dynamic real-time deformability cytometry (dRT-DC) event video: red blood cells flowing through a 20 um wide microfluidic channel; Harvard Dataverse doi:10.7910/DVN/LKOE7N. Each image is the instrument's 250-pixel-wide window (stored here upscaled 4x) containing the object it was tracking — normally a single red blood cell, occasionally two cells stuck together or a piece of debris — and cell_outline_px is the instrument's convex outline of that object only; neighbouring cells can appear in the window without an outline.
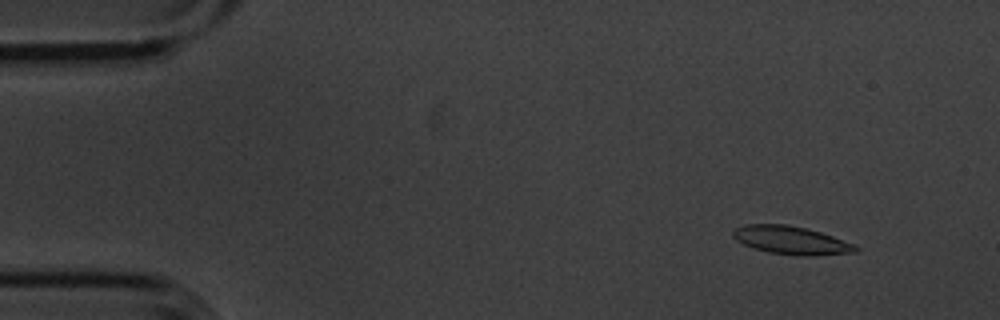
{"species": "common noctule bat (a hibernating species)", "species_latin": "Nyctalus noctula", "temperature_condition": "cold", "stored_images_in_passage": 56, "camera_frame_rate_fps": 3000, "um_per_image_px": 0.085, "animal": {"sex": "male", "body_mass_g": 20.1, "forearm_length_mm": 53.5}, "frame": {"image": 1, "passage_image": 6, "time_ms": 1.667, "image_size_px": [1000, 320], "cell_outline_px": [[860, 248], [856, 252], [816, 256], [796, 256], [768, 252], [752, 248], [736, 240], [732, 236], [732, 232], [736, 228], [744, 224], [788, 224], [820, 232], [856, 244]], "centroid_in_image_um": [67.26, 20.43], "position_along_channel_um": 17.7, "area_um2": 20.35}}
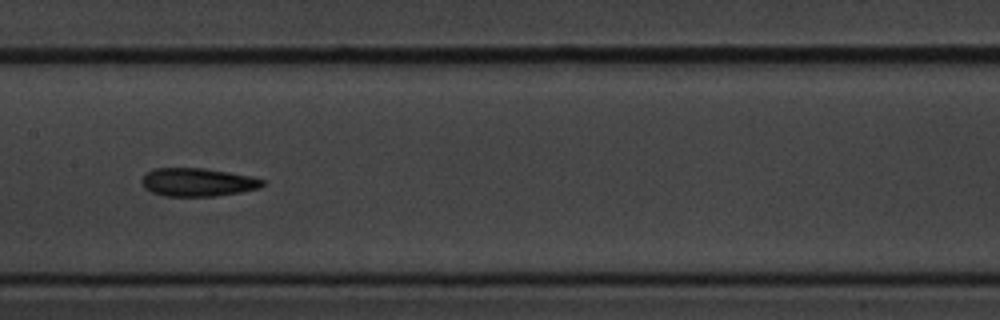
{"frame": {"image": 2, "passage_image": 28, "time_ms": 9.0, "image_size_px": [1000, 320], "cell_outline_px": [[264, 184], [260, 188], [240, 192], [216, 196], [164, 196], [152, 192], [144, 188], [140, 180], [148, 172], [156, 168], [204, 168], [252, 176], [264, 180]], "centroid_in_image_um": [16.8, 15.49], "position_along_channel_um": 190.6, "area_um2": 19.88}}
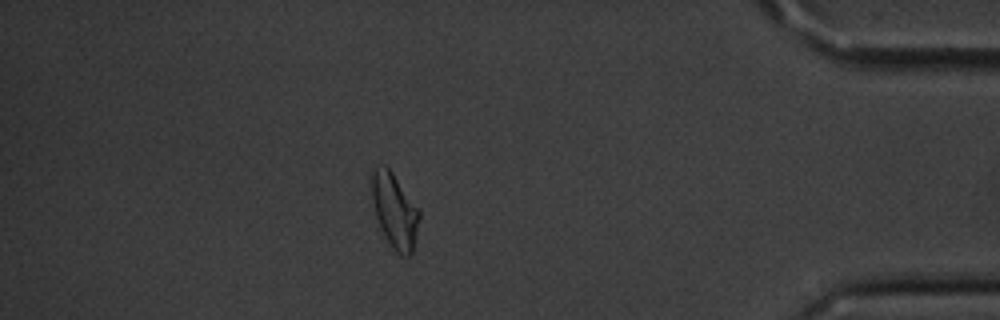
{"frame": {"image": 3, "passage_image": 49, "time_ms": 16.0, "image_size_px": [1000, 320], "cell_outline_px": [[420, 216], [416, 236], [412, 252], [408, 256], [400, 256], [392, 248], [380, 228], [376, 216], [368, 184], [368, 172], [376, 164], [384, 164], [392, 172], [420, 208]], "centroid_in_image_um": [33.49, 17.81], "position_along_channel_um": 401.7, "area_um2": 21.56}, "authors_computed_cell_mechanics": {"area_um2": 19.9699, "velocity_mm_per_s": 3.5926, "shape_relaxation_time_tau1_ms": 3.1566, "shape_relaxation_time_tau2_ms": 4.9919, "deformation_change_tau1": 0.1097, "deformation_change_tau2": 0.1424}}